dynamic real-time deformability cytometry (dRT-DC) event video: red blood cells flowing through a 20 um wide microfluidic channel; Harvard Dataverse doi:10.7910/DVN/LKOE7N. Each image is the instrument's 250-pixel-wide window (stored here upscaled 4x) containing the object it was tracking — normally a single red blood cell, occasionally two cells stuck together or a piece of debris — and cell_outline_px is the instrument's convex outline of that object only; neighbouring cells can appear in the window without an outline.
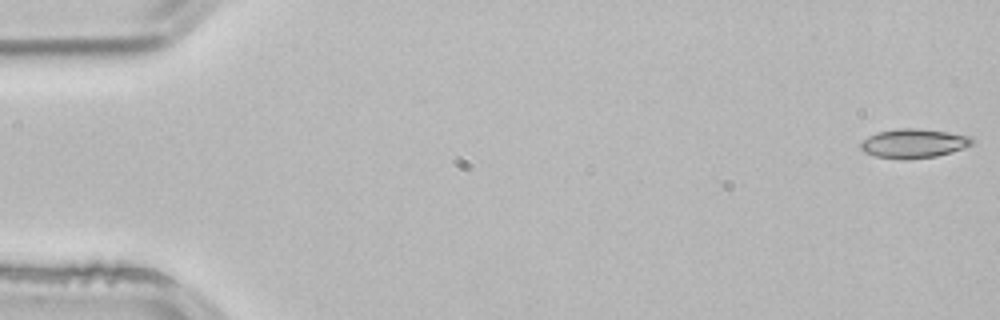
{"species": "common noctule bat (a hibernating species)", "species_latin": "Nyctalus noctula", "temperature_condition": "room temperature", "stored_images_in_passage": 4, "camera_frame_rate_fps": 3000, "um_per_image_px": 0.085, "animal": {"sex": "male", "body_mass_g": 21.5, "forearm_length_mm": 52.0}, "frame": {"image": 1, "passage_image": 1, "time_ms": 0.0, "image_size_px": [1000, 320], "cell_outline_px": [[976, 140], [972, 144], [936, 156], [876, 156], [864, 152], [860, 148], [860, 144], [868, 136], [876, 132], [900, 128], [920, 128], [948, 132], [972, 136]], "centroid_in_image_um": [77.68, 12.12], "position_along_channel_um": 7.3, "area_um2": 18.03}}
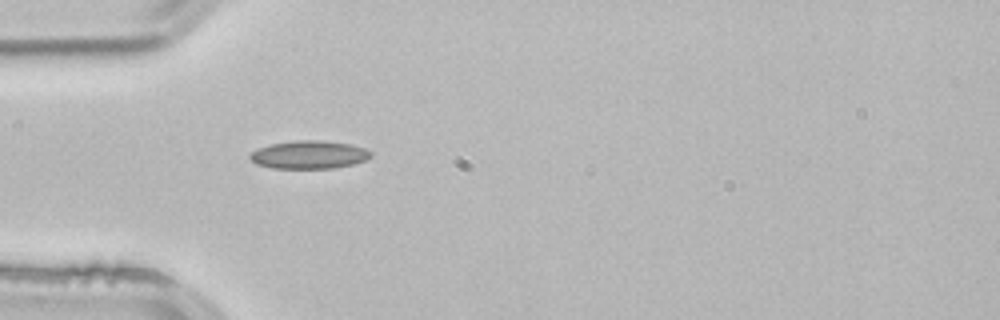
{"frame": {"image": 2, "passage_image": 4, "time_ms": 1.0, "image_size_px": [1000, 320], "cell_outline_px": [[372, 156], [364, 160], [352, 164], [332, 168], [272, 168], [256, 164], [248, 156], [256, 148], [272, 144], [296, 140], [324, 140], [348, 144], [364, 148], [372, 152]], "centroid_in_image_um": [26.25, 13.14], "position_along_channel_um": 58.8, "area_um2": 19.65}}